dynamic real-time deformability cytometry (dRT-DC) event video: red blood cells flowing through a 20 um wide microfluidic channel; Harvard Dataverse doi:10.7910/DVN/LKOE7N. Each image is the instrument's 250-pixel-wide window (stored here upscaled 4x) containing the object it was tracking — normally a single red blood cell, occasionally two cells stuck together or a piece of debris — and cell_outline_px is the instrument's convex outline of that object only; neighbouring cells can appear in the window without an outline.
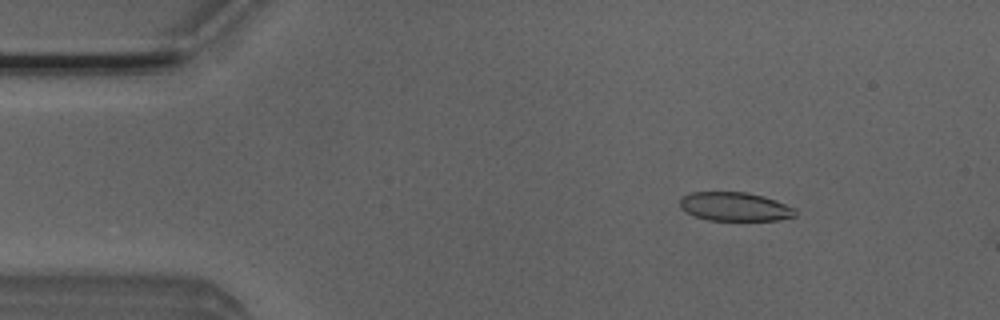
{"species": "Egyptian fruit bat (a non-hibernating species)", "species_latin": "Rousettus aegyptiacus", "temperature_condition": "room temperature", "stored_images_in_passage": 50, "camera_frame_rate_fps": 3000, "um_per_image_px": 0.085, "animal": {"sex": "male"}, "frame": {"image": 1, "passage_image": 6, "time_ms": 1.667, "image_size_px": [1000, 320], "cell_outline_px": [[796, 216], [780, 220], [708, 220], [684, 212], [680, 208], [680, 200], [684, 196], [692, 192], [744, 192], [764, 196], [796, 208]], "centroid_in_image_um": [62.47, 17.57], "position_along_channel_um": 22.5, "area_um2": 19.36}}
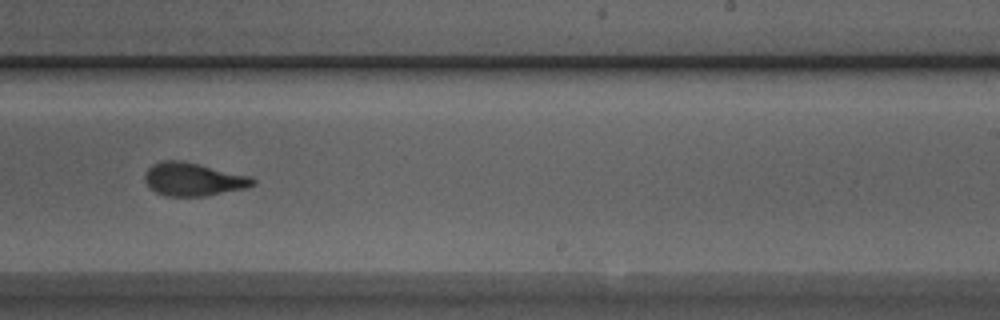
{"frame": {"image": 2, "passage_image": 30, "time_ms": 9.667, "image_size_px": [1000, 320], "cell_outline_px": [[256, 184], [248, 188], [204, 196], [164, 196], [148, 188], [144, 180], [144, 176], [148, 168], [152, 164], [164, 160], [180, 160], [252, 176], [256, 180]], "centroid_in_image_um": [16.43, 15.25], "position_along_channel_um": 272.6, "area_um2": 21.1}}
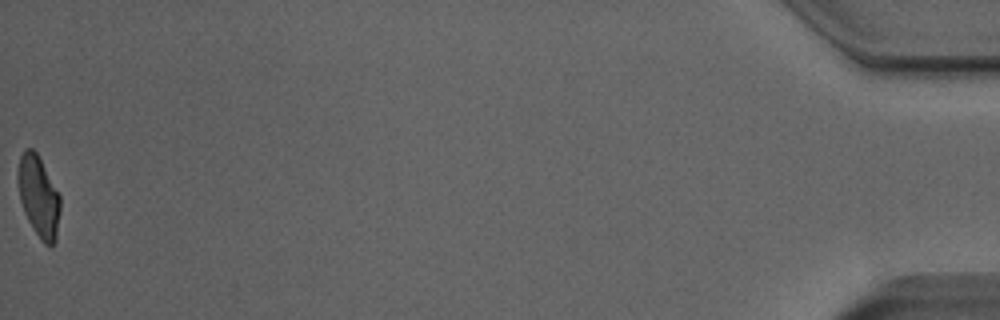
{"frame": {"image": 3, "passage_image": 50, "time_ms": 16.333, "image_size_px": [1000, 320], "cell_outline_px": [[60, 212], [56, 240], [52, 244], [44, 244], [40, 240], [28, 220], [24, 212], [20, 200], [16, 176], [16, 172], [20, 156], [24, 148], [32, 148], [36, 152], [60, 196]], "centroid_in_image_um": [3.26, 16.69], "position_along_channel_um": 431.9, "area_um2": 20.0}, "authors_computed_cell_mechanics": {"area_um2": 20.8947, "velocity_mm_per_s": 4.0124, "shape_relaxation_time_tau1_ms": 5.1886, "shape_relaxation_time_tau2_ms": 1.3841, "deformation_change_tau1": 0.1783, "deformation_change_tau2": 0.0813}}